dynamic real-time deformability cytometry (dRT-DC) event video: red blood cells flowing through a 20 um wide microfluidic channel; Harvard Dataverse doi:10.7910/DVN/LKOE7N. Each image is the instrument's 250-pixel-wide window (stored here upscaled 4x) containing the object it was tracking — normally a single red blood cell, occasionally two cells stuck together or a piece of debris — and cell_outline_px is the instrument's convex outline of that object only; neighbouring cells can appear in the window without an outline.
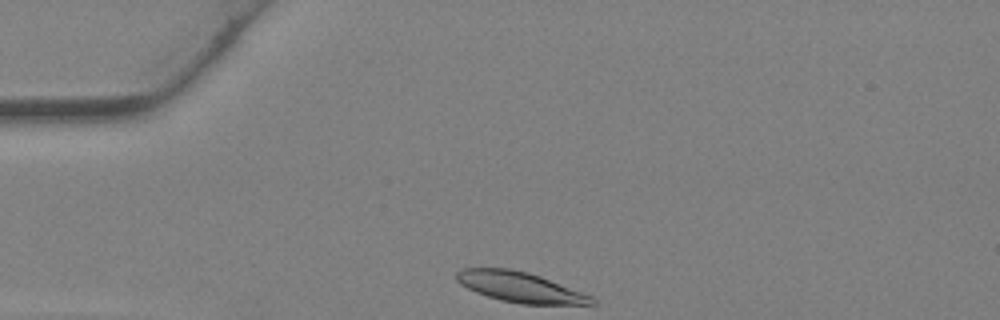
{"species": "Egyptian fruit bat (a non-hibernating species)", "species_latin": "Rousettus aegyptiacus", "temperature_condition": "warm", "stored_images_in_passage": 22, "camera_frame_rate_fps": 3000, "um_per_image_px": 0.085, "animal": {"sex": "female"}, "frame": {"image": 1, "passage_image": 1, "time_ms": 0.0, "image_size_px": [1000, 320], "cell_outline_px": [[596, 304], [520, 304], [488, 296], [476, 292], [460, 284], [456, 280], [456, 272], [460, 268], [512, 268], [528, 272], [540, 276], [592, 296], [596, 300]], "centroid_in_image_um": [44.19, 24.39], "position_along_channel_um": 40.8, "area_um2": 23.7}}
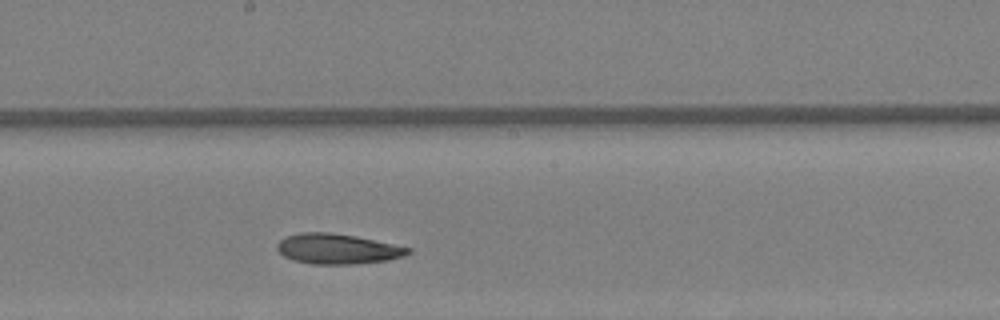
{"frame": {"image": 2, "passage_image": 13, "time_ms": 4.0, "image_size_px": [1000, 320], "cell_outline_px": [[412, 252], [404, 256], [388, 260], [356, 264], [308, 264], [292, 260], [284, 256], [276, 248], [276, 244], [284, 236], [300, 232], [328, 232], [356, 236], [412, 248]], "centroid_in_image_um": [28.67, 21.15], "position_along_channel_um": 219.5, "area_um2": 23.29}}
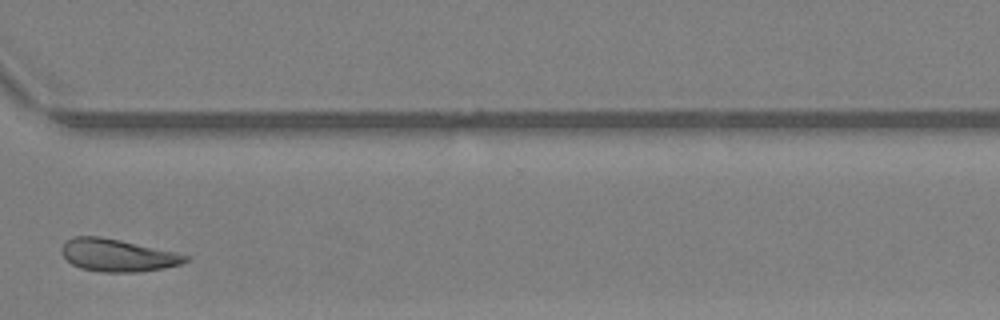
{"frame": {"image": 3, "passage_image": 21, "time_ms": 6.667, "image_size_px": [1000, 320], "cell_outline_px": [[188, 260], [180, 264], [164, 268], [140, 272], [100, 272], [80, 268], [72, 264], [60, 252], [60, 248], [72, 236], [100, 236], [120, 240], [172, 252], [188, 256]], "centroid_in_image_um": [9.93, 21.7], "position_along_channel_um": 360.7, "area_um2": 23.18}}